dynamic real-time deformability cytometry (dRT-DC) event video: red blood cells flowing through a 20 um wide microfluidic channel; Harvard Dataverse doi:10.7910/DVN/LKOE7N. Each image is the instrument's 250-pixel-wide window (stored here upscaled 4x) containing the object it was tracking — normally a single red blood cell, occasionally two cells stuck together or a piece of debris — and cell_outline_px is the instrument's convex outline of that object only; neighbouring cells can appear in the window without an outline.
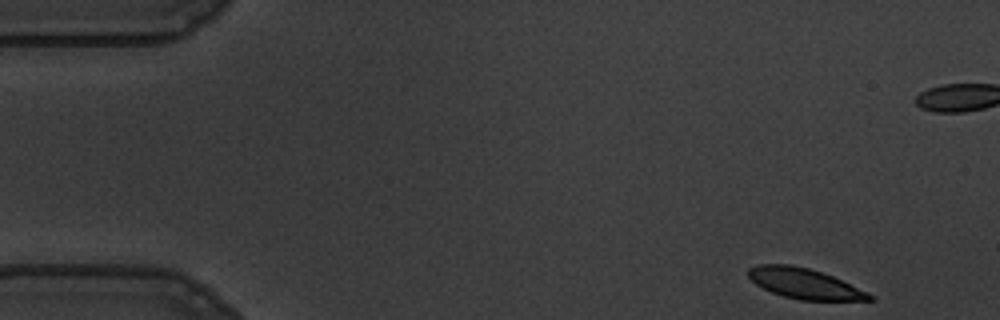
{"species": "common noctule bat (a hibernating species)", "species_latin": "Nyctalus noctula", "temperature_condition": "warm", "stored_images_in_passage": 54, "camera_frame_rate_fps": 3000, "um_per_image_px": 0.085, "animal": {"sex": "male", "body_mass_g": 19.5, "forearm_length_mm": 54.6}, "frame": {"image": 1, "passage_image": 1, "time_ms": 0.0, "image_size_px": [1000, 320], "cell_outline_px": [[876, 300], [800, 300], [784, 296], [772, 292], [756, 284], [748, 276], [748, 268], [756, 264], [792, 264], [808, 268], [832, 276], [868, 292], [876, 296]], "centroid_in_image_um": [68.39, 24.1], "position_along_channel_um": 16.6, "area_um2": 21.33}}
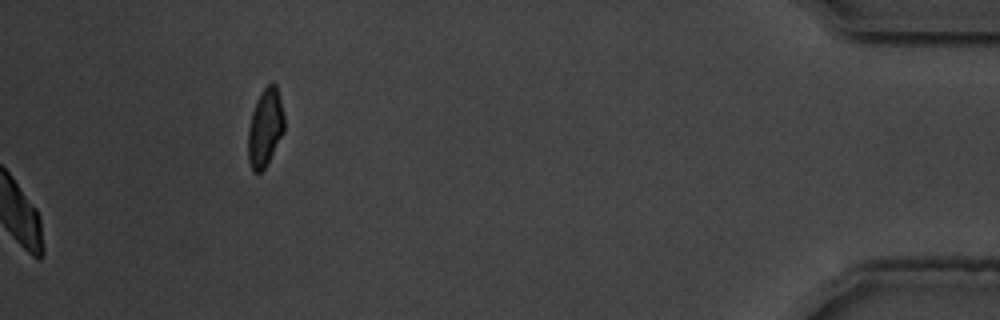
{"frame": {"image": 2, "passage_image": 54, "time_ms": 17.667, "image_size_px": [1000, 320], "cell_outline_px": [[284, 132], [264, 168], [260, 172], [252, 172], [248, 160], [248, 128], [252, 112], [256, 100], [260, 92], [268, 84], [276, 84], [284, 116]], "centroid_in_image_um": [22.52, 10.85], "position_along_channel_um": 412.7, "area_um2": 16.3}, "authors_computed_cell_mechanics": {"area_um2": 23.3223, "velocity_mm_per_s": 3.5381, "shape_relaxation_time_tau1_ms": 3.2549, "shape_relaxation_time_tau2_ms": 2.8635, "deformation_change_tau1": 0.1248, "deformation_change_tau2": 0.0708}}